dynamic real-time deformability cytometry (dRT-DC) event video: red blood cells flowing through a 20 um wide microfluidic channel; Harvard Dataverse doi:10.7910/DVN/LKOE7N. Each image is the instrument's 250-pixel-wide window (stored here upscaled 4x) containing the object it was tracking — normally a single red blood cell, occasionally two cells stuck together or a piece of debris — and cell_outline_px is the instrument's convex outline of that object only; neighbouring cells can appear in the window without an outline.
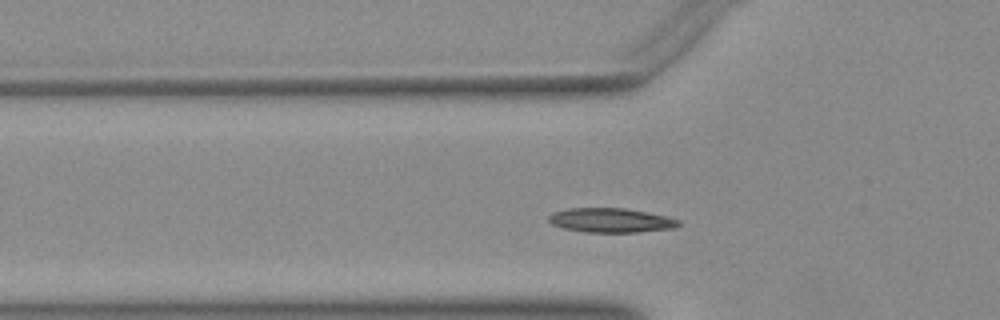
{"species": "Egyptian fruit bat (a non-hibernating species)", "species_latin": "Rousettus aegyptiacus", "temperature_condition": "warm", "stored_images_in_passage": 11, "camera_frame_rate_fps": 3000, "um_per_image_px": 0.085, "animal": {"sex": "female"}, "frame": {"image": 1, "passage_image": 9, "time_ms": 2.667, "image_size_px": [1000, 320], "cell_outline_px": [[680, 224], [676, 228], [640, 232], [584, 232], [564, 228], [552, 224], [548, 220], [548, 216], [552, 212], [568, 208], [624, 208], [664, 216], [680, 220]], "centroid_in_image_um": [51.9, 18.73], "position_along_channel_um": 73.9, "area_um2": 18.38}}